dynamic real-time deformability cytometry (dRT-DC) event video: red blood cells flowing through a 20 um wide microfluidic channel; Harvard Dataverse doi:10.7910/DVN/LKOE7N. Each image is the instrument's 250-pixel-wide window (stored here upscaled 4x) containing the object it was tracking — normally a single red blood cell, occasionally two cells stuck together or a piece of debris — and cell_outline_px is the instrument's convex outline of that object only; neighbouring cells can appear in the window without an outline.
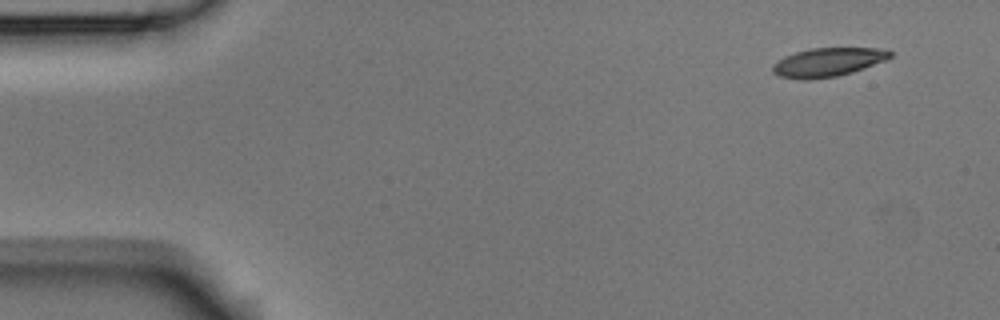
{"species": "Egyptian fruit bat (a non-hibernating species)", "species_latin": "Rousettus aegyptiacus", "temperature_condition": "room temperature", "stored_images_in_passage": 3, "camera_frame_rate_fps": 3000, "um_per_image_px": 0.085, "animal": {"sex": "male"}, "frame": {"image": 1, "passage_image": 1, "time_ms": 0.0, "image_size_px": [1000, 320], "cell_outline_px": [[892, 56], [884, 60], [852, 72], [836, 76], [812, 80], [800, 80], [780, 76], [772, 72], [772, 64], [784, 56], [796, 52], [812, 48], [876, 48], [892, 52]], "centroid_in_image_um": [70.3, 5.3], "position_along_channel_um": 14.7, "area_um2": 19.54}}